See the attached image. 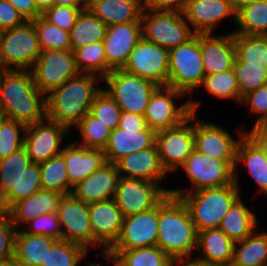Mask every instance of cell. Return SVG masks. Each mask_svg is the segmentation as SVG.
Instances as JSON below:
<instances>
[{
	"label": "cell",
	"instance_id": "6da1fadb",
	"mask_svg": "<svg viewBox=\"0 0 267 266\" xmlns=\"http://www.w3.org/2000/svg\"><path fill=\"white\" fill-rule=\"evenodd\" d=\"M0 116L26 126L46 119V96L31 71L0 70Z\"/></svg>",
	"mask_w": 267,
	"mask_h": 266
},
{
	"label": "cell",
	"instance_id": "7a4b0ae2",
	"mask_svg": "<svg viewBox=\"0 0 267 266\" xmlns=\"http://www.w3.org/2000/svg\"><path fill=\"white\" fill-rule=\"evenodd\" d=\"M198 232L186 204L170 193L158 204L157 244L172 260L191 258Z\"/></svg>",
	"mask_w": 267,
	"mask_h": 266
},
{
	"label": "cell",
	"instance_id": "3957f363",
	"mask_svg": "<svg viewBox=\"0 0 267 266\" xmlns=\"http://www.w3.org/2000/svg\"><path fill=\"white\" fill-rule=\"evenodd\" d=\"M99 75L80 73L46 95V119L70 130L89 112Z\"/></svg>",
	"mask_w": 267,
	"mask_h": 266
},
{
	"label": "cell",
	"instance_id": "277c9868",
	"mask_svg": "<svg viewBox=\"0 0 267 266\" xmlns=\"http://www.w3.org/2000/svg\"><path fill=\"white\" fill-rule=\"evenodd\" d=\"M237 169L235 167L234 181L229 185L179 196L188 207L197 232L219 228L224 215L240 198Z\"/></svg>",
	"mask_w": 267,
	"mask_h": 266
},
{
	"label": "cell",
	"instance_id": "5b68a950",
	"mask_svg": "<svg viewBox=\"0 0 267 266\" xmlns=\"http://www.w3.org/2000/svg\"><path fill=\"white\" fill-rule=\"evenodd\" d=\"M41 52L32 21L4 30L0 37V70L31 71Z\"/></svg>",
	"mask_w": 267,
	"mask_h": 266
},
{
	"label": "cell",
	"instance_id": "8992f818",
	"mask_svg": "<svg viewBox=\"0 0 267 266\" xmlns=\"http://www.w3.org/2000/svg\"><path fill=\"white\" fill-rule=\"evenodd\" d=\"M141 25L145 40L168 50L188 42L196 35L183 13L176 11L143 10Z\"/></svg>",
	"mask_w": 267,
	"mask_h": 266
},
{
	"label": "cell",
	"instance_id": "52a82bcc",
	"mask_svg": "<svg viewBox=\"0 0 267 266\" xmlns=\"http://www.w3.org/2000/svg\"><path fill=\"white\" fill-rule=\"evenodd\" d=\"M204 66L199 48V34L188 42L169 50L168 83L166 86L185 93L201 87Z\"/></svg>",
	"mask_w": 267,
	"mask_h": 266
},
{
	"label": "cell",
	"instance_id": "ba28073f",
	"mask_svg": "<svg viewBox=\"0 0 267 266\" xmlns=\"http://www.w3.org/2000/svg\"><path fill=\"white\" fill-rule=\"evenodd\" d=\"M102 81L107 84L104 90L121 108L122 112L140 115L145 114L150 97L159 87L154 82L123 69L112 70Z\"/></svg>",
	"mask_w": 267,
	"mask_h": 266
},
{
	"label": "cell",
	"instance_id": "9c48e42d",
	"mask_svg": "<svg viewBox=\"0 0 267 266\" xmlns=\"http://www.w3.org/2000/svg\"><path fill=\"white\" fill-rule=\"evenodd\" d=\"M184 94L169 86H159L152 96L145 111L147 127L156 132L175 127L187 119L192 113L197 114L199 102L192 98L176 107L174 100Z\"/></svg>",
	"mask_w": 267,
	"mask_h": 266
},
{
	"label": "cell",
	"instance_id": "30bf717a",
	"mask_svg": "<svg viewBox=\"0 0 267 266\" xmlns=\"http://www.w3.org/2000/svg\"><path fill=\"white\" fill-rule=\"evenodd\" d=\"M181 168L189 176L193 187L185 189H170L172 196L179 197L183 193L196 192L202 189L218 188L234 181V170L225 162L193 150Z\"/></svg>",
	"mask_w": 267,
	"mask_h": 266
},
{
	"label": "cell",
	"instance_id": "8fae6325",
	"mask_svg": "<svg viewBox=\"0 0 267 266\" xmlns=\"http://www.w3.org/2000/svg\"><path fill=\"white\" fill-rule=\"evenodd\" d=\"M34 83L45 96L80 74L72 50H44L31 69Z\"/></svg>",
	"mask_w": 267,
	"mask_h": 266
},
{
	"label": "cell",
	"instance_id": "7c38bea8",
	"mask_svg": "<svg viewBox=\"0 0 267 266\" xmlns=\"http://www.w3.org/2000/svg\"><path fill=\"white\" fill-rule=\"evenodd\" d=\"M193 113L179 125L156 132V146L167 173L176 172L194 148Z\"/></svg>",
	"mask_w": 267,
	"mask_h": 266
},
{
	"label": "cell",
	"instance_id": "4fadbf2b",
	"mask_svg": "<svg viewBox=\"0 0 267 266\" xmlns=\"http://www.w3.org/2000/svg\"><path fill=\"white\" fill-rule=\"evenodd\" d=\"M170 189L153 182L119 177L114 200L123 217L148 211L158 205Z\"/></svg>",
	"mask_w": 267,
	"mask_h": 266
},
{
	"label": "cell",
	"instance_id": "5bb4252c",
	"mask_svg": "<svg viewBox=\"0 0 267 266\" xmlns=\"http://www.w3.org/2000/svg\"><path fill=\"white\" fill-rule=\"evenodd\" d=\"M169 50L143 37L131 51L124 71L154 82L158 86L168 83Z\"/></svg>",
	"mask_w": 267,
	"mask_h": 266
},
{
	"label": "cell",
	"instance_id": "9a60e30c",
	"mask_svg": "<svg viewBox=\"0 0 267 266\" xmlns=\"http://www.w3.org/2000/svg\"><path fill=\"white\" fill-rule=\"evenodd\" d=\"M57 213L61 228L64 227L61 229L63 240L79 244L87 250L94 247L89 204L76 199L72 194L63 195Z\"/></svg>",
	"mask_w": 267,
	"mask_h": 266
},
{
	"label": "cell",
	"instance_id": "2e32d148",
	"mask_svg": "<svg viewBox=\"0 0 267 266\" xmlns=\"http://www.w3.org/2000/svg\"><path fill=\"white\" fill-rule=\"evenodd\" d=\"M197 118V114H193L195 150L208 157L225 161L234 170L239 139L236 140L231 133L216 123L200 121Z\"/></svg>",
	"mask_w": 267,
	"mask_h": 266
},
{
	"label": "cell",
	"instance_id": "e0dca14e",
	"mask_svg": "<svg viewBox=\"0 0 267 266\" xmlns=\"http://www.w3.org/2000/svg\"><path fill=\"white\" fill-rule=\"evenodd\" d=\"M69 133L66 127L45 119L26 126L23 147L31 162L41 164L62 152L60 146L63 136Z\"/></svg>",
	"mask_w": 267,
	"mask_h": 266
},
{
	"label": "cell",
	"instance_id": "ac0fdd59",
	"mask_svg": "<svg viewBox=\"0 0 267 266\" xmlns=\"http://www.w3.org/2000/svg\"><path fill=\"white\" fill-rule=\"evenodd\" d=\"M157 236L158 205L148 211L124 217L121 234L109 250L156 246Z\"/></svg>",
	"mask_w": 267,
	"mask_h": 266
},
{
	"label": "cell",
	"instance_id": "d6986e66",
	"mask_svg": "<svg viewBox=\"0 0 267 266\" xmlns=\"http://www.w3.org/2000/svg\"><path fill=\"white\" fill-rule=\"evenodd\" d=\"M89 215L94 236V246L104 245L102 256L118 240L123 224V215L113 199L89 204Z\"/></svg>",
	"mask_w": 267,
	"mask_h": 266
},
{
	"label": "cell",
	"instance_id": "ffe728a7",
	"mask_svg": "<svg viewBox=\"0 0 267 266\" xmlns=\"http://www.w3.org/2000/svg\"><path fill=\"white\" fill-rule=\"evenodd\" d=\"M183 15L196 34L213 33L217 23L229 16L237 21L232 0H186Z\"/></svg>",
	"mask_w": 267,
	"mask_h": 266
},
{
	"label": "cell",
	"instance_id": "44dd1931",
	"mask_svg": "<svg viewBox=\"0 0 267 266\" xmlns=\"http://www.w3.org/2000/svg\"><path fill=\"white\" fill-rule=\"evenodd\" d=\"M141 38V22L108 26L103 40L107 58V74L114 69L124 67L131 51Z\"/></svg>",
	"mask_w": 267,
	"mask_h": 266
},
{
	"label": "cell",
	"instance_id": "7402d4cb",
	"mask_svg": "<svg viewBox=\"0 0 267 266\" xmlns=\"http://www.w3.org/2000/svg\"><path fill=\"white\" fill-rule=\"evenodd\" d=\"M199 48L205 75L233 69L236 58L233 32L221 36L199 34Z\"/></svg>",
	"mask_w": 267,
	"mask_h": 266
},
{
	"label": "cell",
	"instance_id": "603a6c76",
	"mask_svg": "<svg viewBox=\"0 0 267 266\" xmlns=\"http://www.w3.org/2000/svg\"><path fill=\"white\" fill-rule=\"evenodd\" d=\"M115 164L121 177L160 184L168 175L161 163L156 144L152 147L126 155Z\"/></svg>",
	"mask_w": 267,
	"mask_h": 266
},
{
	"label": "cell",
	"instance_id": "cb8c5ba5",
	"mask_svg": "<svg viewBox=\"0 0 267 266\" xmlns=\"http://www.w3.org/2000/svg\"><path fill=\"white\" fill-rule=\"evenodd\" d=\"M119 177L116 164L105 163L100 169L80 181L72 189L71 194L87 204L113 199Z\"/></svg>",
	"mask_w": 267,
	"mask_h": 266
},
{
	"label": "cell",
	"instance_id": "d4e9b609",
	"mask_svg": "<svg viewBox=\"0 0 267 266\" xmlns=\"http://www.w3.org/2000/svg\"><path fill=\"white\" fill-rule=\"evenodd\" d=\"M78 144L77 140L71 142L61 152L71 189L107 163L103 150L89 149Z\"/></svg>",
	"mask_w": 267,
	"mask_h": 266
},
{
	"label": "cell",
	"instance_id": "484cf974",
	"mask_svg": "<svg viewBox=\"0 0 267 266\" xmlns=\"http://www.w3.org/2000/svg\"><path fill=\"white\" fill-rule=\"evenodd\" d=\"M32 163L24 147L0 160V208L8 211L19 201L21 174Z\"/></svg>",
	"mask_w": 267,
	"mask_h": 266
},
{
	"label": "cell",
	"instance_id": "4316f807",
	"mask_svg": "<svg viewBox=\"0 0 267 266\" xmlns=\"http://www.w3.org/2000/svg\"><path fill=\"white\" fill-rule=\"evenodd\" d=\"M156 143V131L147 127L144 131H130L117 127L111 130L104 154L107 163L115 164L122 157Z\"/></svg>",
	"mask_w": 267,
	"mask_h": 266
},
{
	"label": "cell",
	"instance_id": "83f0119b",
	"mask_svg": "<svg viewBox=\"0 0 267 266\" xmlns=\"http://www.w3.org/2000/svg\"><path fill=\"white\" fill-rule=\"evenodd\" d=\"M196 250L202 253L194 258L197 261L212 266H231L234 242L219 228L207 229L198 232Z\"/></svg>",
	"mask_w": 267,
	"mask_h": 266
},
{
	"label": "cell",
	"instance_id": "f1b7e54d",
	"mask_svg": "<svg viewBox=\"0 0 267 266\" xmlns=\"http://www.w3.org/2000/svg\"><path fill=\"white\" fill-rule=\"evenodd\" d=\"M62 196L55 191L40 189L28 198L18 201L7 211L12 224L15 228L24 226L39 215L57 211Z\"/></svg>",
	"mask_w": 267,
	"mask_h": 266
},
{
	"label": "cell",
	"instance_id": "f546056e",
	"mask_svg": "<svg viewBox=\"0 0 267 266\" xmlns=\"http://www.w3.org/2000/svg\"><path fill=\"white\" fill-rule=\"evenodd\" d=\"M87 8L107 26L141 22V0H93Z\"/></svg>",
	"mask_w": 267,
	"mask_h": 266
},
{
	"label": "cell",
	"instance_id": "4dcf8cb0",
	"mask_svg": "<svg viewBox=\"0 0 267 266\" xmlns=\"http://www.w3.org/2000/svg\"><path fill=\"white\" fill-rule=\"evenodd\" d=\"M244 130V131H243ZM240 130L239 142L236 149V166L243 162L245 169L254 182L258 185L259 191L267 196V157L260 147L245 133Z\"/></svg>",
	"mask_w": 267,
	"mask_h": 266
},
{
	"label": "cell",
	"instance_id": "1f68e13d",
	"mask_svg": "<svg viewBox=\"0 0 267 266\" xmlns=\"http://www.w3.org/2000/svg\"><path fill=\"white\" fill-rule=\"evenodd\" d=\"M57 240L51 237L28 234L23 229L15 233L14 258L20 266H39L45 263L47 251Z\"/></svg>",
	"mask_w": 267,
	"mask_h": 266
},
{
	"label": "cell",
	"instance_id": "d6a6232c",
	"mask_svg": "<svg viewBox=\"0 0 267 266\" xmlns=\"http://www.w3.org/2000/svg\"><path fill=\"white\" fill-rule=\"evenodd\" d=\"M239 198L222 218L219 229L234 243L244 240L255 232L256 215Z\"/></svg>",
	"mask_w": 267,
	"mask_h": 266
},
{
	"label": "cell",
	"instance_id": "836d02e7",
	"mask_svg": "<svg viewBox=\"0 0 267 266\" xmlns=\"http://www.w3.org/2000/svg\"><path fill=\"white\" fill-rule=\"evenodd\" d=\"M108 26L88 8L82 10L69 32L71 50L104 40Z\"/></svg>",
	"mask_w": 267,
	"mask_h": 266
},
{
	"label": "cell",
	"instance_id": "e575fe53",
	"mask_svg": "<svg viewBox=\"0 0 267 266\" xmlns=\"http://www.w3.org/2000/svg\"><path fill=\"white\" fill-rule=\"evenodd\" d=\"M106 256L119 266H173V261L158 246L131 250H108Z\"/></svg>",
	"mask_w": 267,
	"mask_h": 266
},
{
	"label": "cell",
	"instance_id": "d590c367",
	"mask_svg": "<svg viewBox=\"0 0 267 266\" xmlns=\"http://www.w3.org/2000/svg\"><path fill=\"white\" fill-rule=\"evenodd\" d=\"M267 233H252L244 240L234 243L231 266H266Z\"/></svg>",
	"mask_w": 267,
	"mask_h": 266
},
{
	"label": "cell",
	"instance_id": "8d00e7d4",
	"mask_svg": "<svg viewBox=\"0 0 267 266\" xmlns=\"http://www.w3.org/2000/svg\"><path fill=\"white\" fill-rule=\"evenodd\" d=\"M235 62L267 68V35L234 34Z\"/></svg>",
	"mask_w": 267,
	"mask_h": 266
},
{
	"label": "cell",
	"instance_id": "74e56055",
	"mask_svg": "<svg viewBox=\"0 0 267 266\" xmlns=\"http://www.w3.org/2000/svg\"><path fill=\"white\" fill-rule=\"evenodd\" d=\"M40 165L41 187L62 195H69L72 189L69 187V179L62 154L51 157Z\"/></svg>",
	"mask_w": 267,
	"mask_h": 266
},
{
	"label": "cell",
	"instance_id": "f35d334b",
	"mask_svg": "<svg viewBox=\"0 0 267 266\" xmlns=\"http://www.w3.org/2000/svg\"><path fill=\"white\" fill-rule=\"evenodd\" d=\"M235 25L233 34L267 35V0L241 8Z\"/></svg>",
	"mask_w": 267,
	"mask_h": 266
},
{
	"label": "cell",
	"instance_id": "ab89813d",
	"mask_svg": "<svg viewBox=\"0 0 267 266\" xmlns=\"http://www.w3.org/2000/svg\"><path fill=\"white\" fill-rule=\"evenodd\" d=\"M74 52L76 67L80 73L94 74L102 80L107 75V58L104 42H94L80 47Z\"/></svg>",
	"mask_w": 267,
	"mask_h": 266
},
{
	"label": "cell",
	"instance_id": "60d3db41",
	"mask_svg": "<svg viewBox=\"0 0 267 266\" xmlns=\"http://www.w3.org/2000/svg\"><path fill=\"white\" fill-rule=\"evenodd\" d=\"M81 134L82 141L79 146L89 149L104 150L107 145L111 129L104 125L101 120L89 112L75 126Z\"/></svg>",
	"mask_w": 267,
	"mask_h": 266
},
{
	"label": "cell",
	"instance_id": "b9f144b4",
	"mask_svg": "<svg viewBox=\"0 0 267 266\" xmlns=\"http://www.w3.org/2000/svg\"><path fill=\"white\" fill-rule=\"evenodd\" d=\"M88 250L79 244L66 240H57L47 251L42 266H78Z\"/></svg>",
	"mask_w": 267,
	"mask_h": 266
},
{
	"label": "cell",
	"instance_id": "7bdbcfd3",
	"mask_svg": "<svg viewBox=\"0 0 267 266\" xmlns=\"http://www.w3.org/2000/svg\"><path fill=\"white\" fill-rule=\"evenodd\" d=\"M213 96L233 99L241 103L238 81L233 69L213 75H206L201 85Z\"/></svg>",
	"mask_w": 267,
	"mask_h": 266
},
{
	"label": "cell",
	"instance_id": "ee69618b",
	"mask_svg": "<svg viewBox=\"0 0 267 266\" xmlns=\"http://www.w3.org/2000/svg\"><path fill=\"white\" fill-rule=\"evenodd\" d=\"M32 22L34 23L42 51L53 49L71 50L69 32L51 24L42 16H38Z\"/></svg>",
	"mask_w": 267,
	"mask_h": 266
},
{
	"label": "cell",
	"instance_id": "f6af8a7d",
	"mask_svg": "<svg viewBox=\"0 0 267 266\" xmlns=\"http://www.w3.org/2000/svg\"><path fill=\"white\" fill-rule=\"evenodd\" d=\"M233 70L238 81L241 97L267 83V68L265 66L234 62Z\"/></svg>",
	"mask_w": 267,
	"mask_h": 266
},
{
	"label": "cell",
	"instance_id": "bcb514c9",
	"mask_svg": "<svg viewBox=\"0 0 267 266\" xmlns=\"http://www.w3.org/2000/svg\"><path fill=\"white\" fill-rule=\"evenodd\" d=\"M89 113L101 120L109 129L114 130L119 125L122 110L102 88L94 97Z\"/></svg>",
	"mask_w": 267,
	"mask_h": 266
},
{
	"label": "cell",
	"instance_id": "7dc6e473",
	"mask_svg": "<svg viewBox=\"0 0 267 266\" xmlns=\"http://www.w3.org/2000/svg\"><path fill=\"white\" fill-rule=\"evenodd\" d=\"M26 125L0 116V160L23 147Z\"/></svg>",
	"mask_w": 267,
	"mask_h": 266
},
{
	"label": "cell",
	"instance_id": "c3c4849f",
	"mask_svg": "<svg viewBox=\"0 0 267 266\" xmlns=\"http://www.w3.org/2000/svg\"><path fill=\"white\" fill-rule=\"evenodd\" d=\"M25 227H27V230L23 229V231L28 234H39L56 240L62 239V230L57 211L39 215L27 223Z\"/></svg>",
	"mask_w": 267,
	"mask_h": 266
},
{
	"label": "cell",
	"instance_id": "681fc988",
	"mask_svg": "<svg viewBox=\"0 0 267 266\" xmlns=\"http://www.w3.org/2000/svg\"><path fill=\"white\" fill-rule=\"evenodd\" d=\"M87 7H67L54 5L46 9L41 16L60 29L70 32L80 12Z\"/></svg>",
	"mask_w": 267,
	"mask_h": 266
},
{
	"label": "cell",
	"instance_id": "f907efd6",
	"mask_svg": "<svg viewBox=\"0 0 267 266\" xmlns=\"http://www.w3.org/2000/svg\"><path fill=\"white\" fill-rule=\"evenodd\" d=\"M16 230L8 212L0 208V261L14 257Z\"/></svg>",
	"mask_w": 267,
	"mask_h": 266
},
{
	"label": "cell",
	"instance_id": "816d5d0a",
	"mask_svg": "<svg viewBox=\"0 0 267 266\" xmlns=\"http://www.w3.org/2000/svg\"><path fill=\"white\" fill-rule=\"evenodd\" d=\"M42 189L40 180V165L30 163L20 176L19 201L33 195Z\"/></svg>",
	"mask_w": 267,
	"mask_h": 266
},
{
	"label": "cell",
	"instance_id": "f5cc1de1",
	"mask_svg": "<svg viewBox=\"0 0 267 266\" xmlns=\"http://www.w3.org/2000/svg\"><path fill=\"white\" fill-rule=\"evenodd\" d=\"M241 104L250 106V111L253 114L259 115L257 120L267 117V83L254 91L244 95Z\"/></svg>",
	"mask_w": 267,
	"mask_h": 266
},
{
	"label": "cell",
	"instance_id": "db71d44e",
	"mask_svg": "<svg viewBox=\"0 0 267 266\" xmlns=\"http://www.w3.org/2000/svg\"><path fill=\"white\" fill-rule=\"evenodd\" d=\"M26 20L8 0H0V30L23 25Z\"/></svg>",
	"mask_w": 267,
	"mask_h": 266
},
{
	"label": "cell",
	"instance_id": "11a10c76",
	"mask_svg": "<svg viewBox=\"0 0 267 266\" xmlns=\"http://www.w3.org/2000/svg\"><path fill=\"white\" fill-rule=\"evenodd\" d=\"M186 0H141L143 10L176 11L183 13Z\"/></svg>",
	"mask_w": 267,
	"mask_h": 266
},
{
	"label": "cell",
	"instance_id": "9f6ffc18",
	"mask_svg": "<svg viewBox=\"0 0 267 266\" xmlns=\"http://www.w3.org/2000/svg\"><path fill=\"white\" fill-rule=\"evenodd\" d=\"M118 127L130 131H144L147 124L144 115L122 112Z\"/></svg>",
	"mask_w": 267,
	"mask_h": 266
},
{
	"label": "cell",
	"instance_id": "6f0895ef",
	"mask_svg": "<svg viewBox=\"0 0 267 266\" xmlns=\"http://www.w3.org/2000/svg\"><path fill=\"white\" fill-rule=\"evenodd\" d=\"M26 21H32L41 12L37 9L35 0H8Z\"/></svg>",
	"mask_w": 267,
	"mask_h": 266
},
{
	"label": "cell",
	"instance_id": "680465c9",
	"mask_svg": "<svg viewBox=\"0 0 267 266\" xmlns=\"http://www.w3.org/2000/svg\"><path fill=\"white\" fill-rule=\"evenodd\" d=\"M251 139H267V117L255 121L251 131L245 132Z\"/></svg>",
	"mask_w": 267,
	"mask_h": 266
},
{
	"label": "cell",
	"instance_id": "91938a15",
	"mask_svg": "<svg viewBox=\"0 0 267 266\" xmlns=\"http://www.w3.org/2000/svg\"><path fill=\"white\" fill-rule=\"evenodd\" d=\"M173 266H212L209 264L202 263L196 259L186 258V259H177L173 261Z\"/></svg>",
	"mask_w": 267,
	"mask_h": 266
},
{
	"label": "cell",
	"instance_id": "94428289",
	"mask_svg": "<svg viewBox=\"0 0 267 266\" xmlns=\"http://www.w3.org/2000/svg\"><path fill=\"white\" fill-rule=\"evenodd\" d=\"M55 5L67 7H87L83 0H56Z\"/></svg>",
	"mask_w": 267,
	"mask_h": 266
},
{
	"label": "cell",
	"instance_id": "6125c7cd",
	"mask_svg": "<svg viewBox=\"0 0 267 266\" xmlns=\"http://www.w3.org/2000/svg\"><path fill=\"white\" fill-rule=\"evenodd\" d=\"M37 9L43 13L46 9L53 7L56 0H35Z\"/></svg>",
	"mask_w": 267,
	"mask_h": 266
},
{
	"label": "cell",
	"instance_id": "be15d7a7",
	"mask_svg": "<svg viewBox=\"0 0 267 266\" xmlns=\"http://www.w3.org/2000/svg\"><path fill=\"white\" fill-rule=\"evenodd\" d=\"M234 7L236 9V12H238L241 8L255 4L257 2L263 1V0H232Z\"/></svg>",
	"mask_w": 267,
	"mask_h": 266
},
{
	"label": "cell",
	"instance_id": "e7e4bbea",
	"mask_svg": "<svg viewBox=\"0 0 267 266\" xmlns=\"http://www.w3.org/2000/svg\"><path fill=\"white\" fill-rule=\"evenodd\" d=\"M263 151L264 155L267 157V139H252Z\"/></svg>",
	"mask_w": 267,
	"mask_h": 266
},
{
	"label": "cell",
	"instance_id": "03108f58",
	"mask_svg": "<svg viewBox=\"0 0 267 266\" xmlns=\"http://www.w3.org/2000/svg\"><path fill=\"white\" fill-rule=\"evenodd\" d=\"M0 266H20V265L16 262V259L13 257L10 258L9 260L0 261Z\"/></svg>",
	"mask_w": 267,
	"mask_h": 266
},
{
	"label": "cell",
	"instance_id": "003e7915",
	"mask_svg": "<svg viewBox=\"0 0 267 266\" xmlns=\"http://www.w3.org/2000/svg\"><path fill=\"white\" fill-rule=\"evenodd\" d=\"M104 257H105V258H104ZM103 258H104V259H107V260H109V261L112 260L113 263H114V266H119L113 259L107 257L106 255H104ZM97 265H98V266H102L100 263H98Z\"/></svg>",
	"mask_w": 267,
	"mask_h": 266
},
{
	"label": "cell",
	"instance_id": "a7ac6f4b",
	"mask_svg": "<svg viewBox=\"0 0 267 266\" xmlns=\"http://www.w3.org/2000/svg\"><path fill=\"white\" fill-rule=\"evenodd\" d=\"M93 0H83L86 5H89Z\"/></svg>",
	"mask_w": 267,
	"mask_h": 266
}]
</instances>
